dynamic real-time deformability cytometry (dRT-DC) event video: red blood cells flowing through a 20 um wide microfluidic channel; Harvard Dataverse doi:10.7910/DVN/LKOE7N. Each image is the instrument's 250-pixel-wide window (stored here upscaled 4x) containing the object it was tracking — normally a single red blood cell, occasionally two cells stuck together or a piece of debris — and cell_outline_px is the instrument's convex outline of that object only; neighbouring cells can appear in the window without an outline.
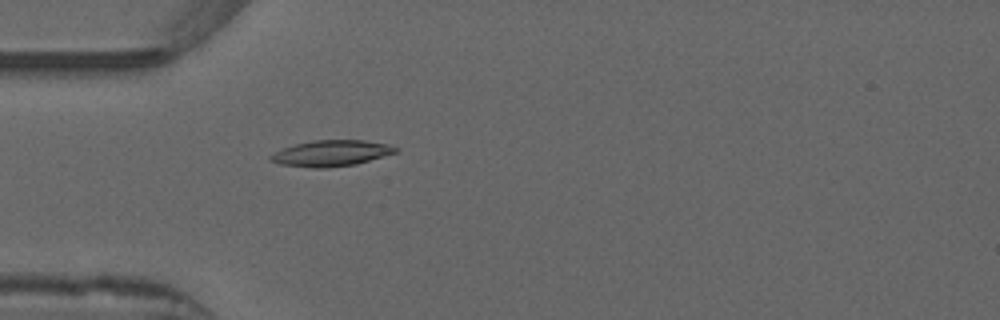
{"species": "common noctule bat (a hibernating species)", "species_latin": "Nyctalus noctula", "temperature_condition": "warm", "stored_images_in_passage": 38, "camera_frame_rate_fps": 3000, "um_per_image_px": 0.085, "animal": {"sex": "male", "forearm_length_mm": 52.5}, "frame": {"image": 1, "passage_image": 1, "time_ms": 0.0, "image_size_px": [1000, 320], "cell_outline_px": [[400, 152], [356, 164], [328, 168], [312, 168], [280, 164], [268, 160], [268, 156], [284, 148], [296, 144], [312, 140], [364, 140], [388, 144], [400, 148]], "centroid_in_image_um": [28.2, 13.03], "position_along_channel_um": 56.8, "area_um2": 19.13}}
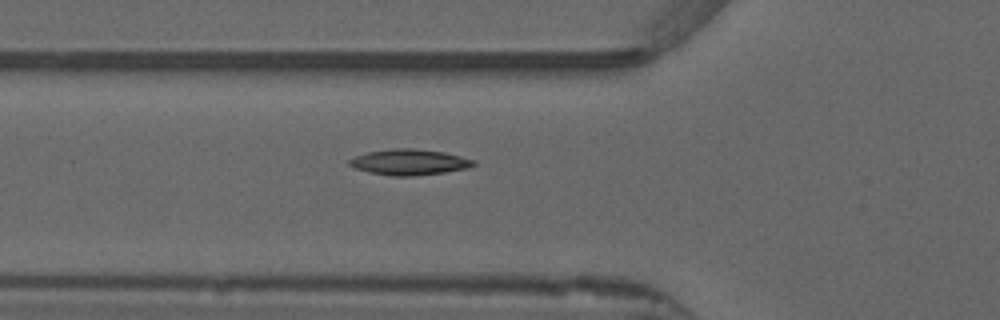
{"frame": {"image": 2, "passage_image": 4, "time_ms": 1.0, "image_size_px": [1000, 320], "cell_outline_px": [[476, 164], [468, 168], [444, 172], [412, 176], [392, 176], [368, 172], [356, 168], [348, 164], [348, 160], [352, 156], [368, 152], [392, 148], [412, 148], [444, 152], [476, 160]], "centroid_in_image_um": [34.77, 13.77], "position_along_channel_um": 91.0, "area_um2": 18.73}}
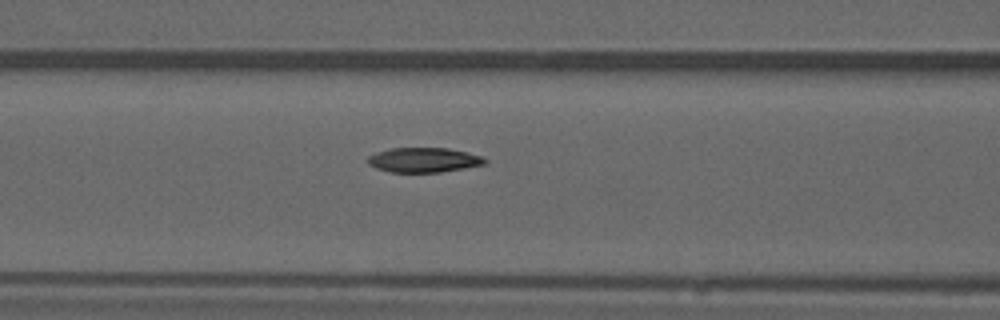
{"frame": {"image": 3, "passage_image": 7, "time_ms": 2.0, "image_size_px": [1000, 320], "cell_outline_px": [[488, 160], [484, 164], [464, 168], [440, 172], [392, 172], [376, 168], [368, 164], [368, 156], [376, 152], [392, 148], [448, 148], [468, 152], [484, 156]], "centroid_in_image_um": [36.04, 13.59], "position_along_channel_um": 130.6, "area_um2": 16.88}, "authors_computed_cell_mechanics": {"area_um2": 16.9932, "velocity_mm_per_s": 3.9142, "shape_relaxation_time_tau1_ms": 6.4694, "shape_relaxation_time_tau2_ms": 7.3357, "deformation_change_tau1": 0.191, "deformation_change_tau2": 0.1026}}